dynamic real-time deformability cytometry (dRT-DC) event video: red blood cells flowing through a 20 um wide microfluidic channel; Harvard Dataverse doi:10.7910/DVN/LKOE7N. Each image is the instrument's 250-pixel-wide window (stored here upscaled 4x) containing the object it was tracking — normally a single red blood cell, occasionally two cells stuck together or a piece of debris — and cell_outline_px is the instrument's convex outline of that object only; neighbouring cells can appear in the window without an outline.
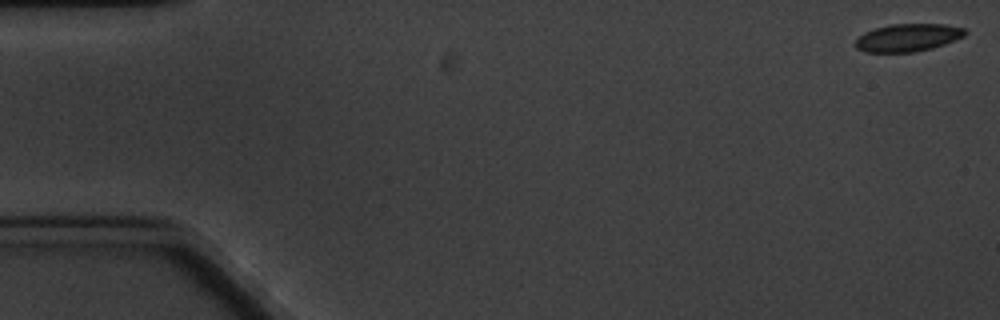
{"species": "common noctule bat (a hibernating species)", "species_latin": "Nyctalus noctula", "temperature_condition": "cold", "stored_images_in_passage": 5, "camera_frame_rate_fps": 3000, "um_per_image_px": 0.085, "animal": {"sex": "male", "body_mass_g": 20.1, "forearm_length_mm": 53.5}, "frame": {"image": 1, "passage_image": 1, "time_ms": 0.0, "image_size_px": [1000, 320], "cell_outline_px": [[968, 32], [964, 36], [944, 44], [932, 48], [916, 52], [868, 52], [856, 48], [856, 40], [864, 32], [876, 28], [892, 24], [944, 24], [964, 28]], "centroid_in_image_um": [77.19, 3.19], "position_along_channel_um": 7.8, "area_um2": 17.57}}